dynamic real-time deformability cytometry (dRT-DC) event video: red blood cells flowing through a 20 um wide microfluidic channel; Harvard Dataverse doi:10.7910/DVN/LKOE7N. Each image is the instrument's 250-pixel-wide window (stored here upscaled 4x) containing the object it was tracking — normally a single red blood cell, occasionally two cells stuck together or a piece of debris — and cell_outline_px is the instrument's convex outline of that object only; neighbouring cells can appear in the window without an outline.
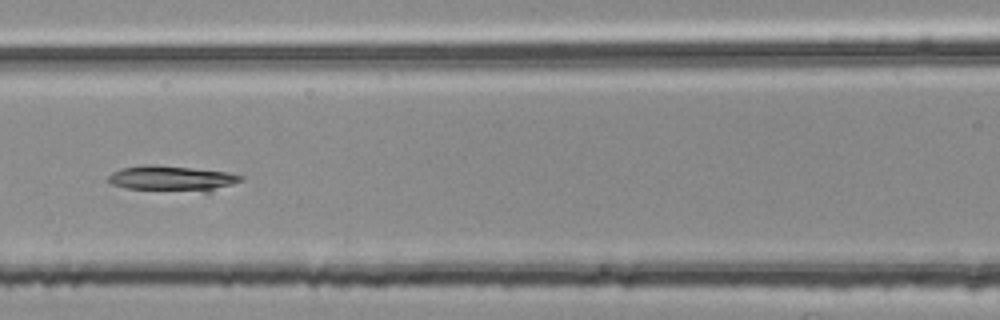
{"species": "common noctule bat (a hibernating species)", "species_latin": "Nyctalus noctula", "temperature_condition": "room temperature", "stored_images_in_passage": 40, "camera_frame_rate_fps": 3000, "um_per_image_px": 0.085, "animal": {"sex": "female", "body_mass_g": 25.1}, "frame": {"image": 1, "passage_image": 23, "time_ms": 7.333, "image_size_px": [1000, 320], "cell_outline_px": [[244, 180], [212, 192], [204, 192], [124, 188], [112, 184], [108, 180], [108, 176], [112, 172], [120, 168], [144, 164], [152, 164], [192, 168], [228, 172], [244, 176]], "centroid_in_image_um": [14.65, 15.17], "position_along_channel_um": 151.9, "area_um2": 19.88}}
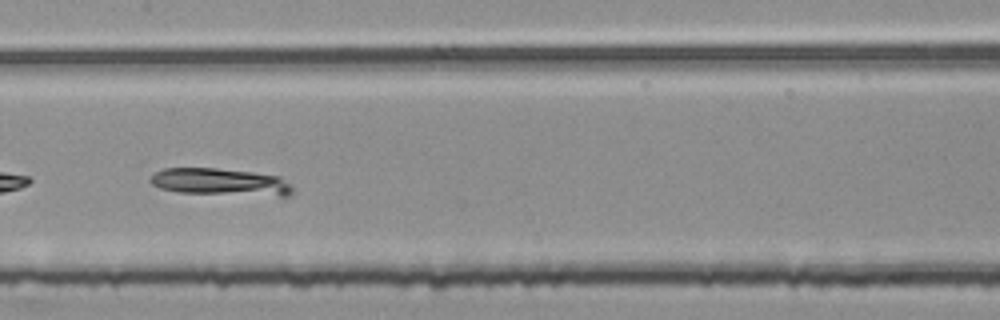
{"frame": {"image": 2, "passage_image": 26, "time_ms": 8.333, "image_size_px": [1000, 320], "cell_outline_px": [[292, 196], [284, 200], [176, 192], [160, 188], [152, 184], [148, 180], [156, 172], [164, 168], [216, 168], [252, 172], [280, 176], [292, 184]], "centroid_in_image_um": [18.94, 15.55], "position_along_channel_um": 188.5, "area_um2": 24.22}}